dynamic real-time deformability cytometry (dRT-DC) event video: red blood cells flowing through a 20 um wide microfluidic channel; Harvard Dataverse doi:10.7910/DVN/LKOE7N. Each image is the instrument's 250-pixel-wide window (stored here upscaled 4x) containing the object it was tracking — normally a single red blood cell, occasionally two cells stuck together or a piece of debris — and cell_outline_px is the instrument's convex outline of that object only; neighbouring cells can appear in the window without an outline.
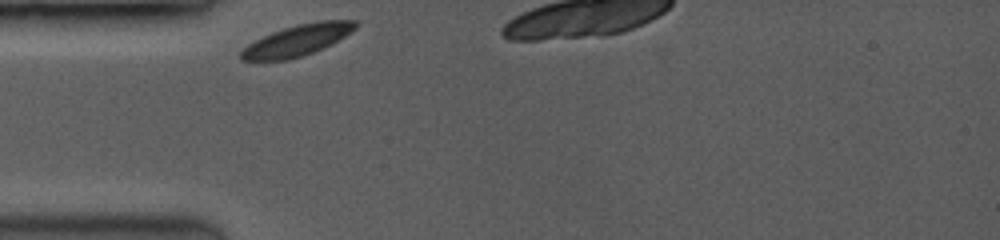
{"species": "common noctule bat (a hibernating species)", "species_latin": "Nyctalus noctula", "temperature_condition": "room temperature", "stored_images_in_passage": 7, "camera_frame_rate_fps": 3500, "um_per_image_px": 0.085, "animal": {"sex": "female", "body_mass_g": 19.0, "forearm_length_mm": 53.3}, "frame": {"image": 1, "passage_image": 1, "time_ms": 0.0, "image_size_px": [1000, 240], "cell_outline_px": [[360, 24], [356, 28], [344, 36], [312, 52], [288, 60], [240, 60], [240, 52], [248, 44], [272, 32], [296, 24], [320, 20], [356, 20]], "centroid_in_image_um": [25.27, 3.4], "position_along_channel_um": 59.7, "area_um2": 20.35}}